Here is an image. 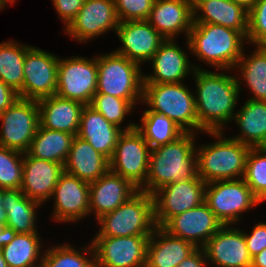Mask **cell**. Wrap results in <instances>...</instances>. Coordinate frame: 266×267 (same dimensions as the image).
<instances>
[{
    "label": "cell",
    "instance_id": "11",
    "mask_svg": "<svg viewBox=\"0 0 266 267\" xmlns=\"http://www.w3.org/2000/svg\"><path fill=\"white\" fill-rule=\"evenodd\" d=\"M0 146L26 153L40 125L36 100L18 98L1 115Z\"/></svg>",
    "mask_w": 266,
    "mask_h": 267
},
{
    "label": "cell",
    "instance_id": "40",
    "mask_svg": "<svg viewBox=\"0 0 266 267\" xmlns=\"http://www.w3.org/2000/svg\"><path fill=\"white\" fill-rule=\"evenodd\" d=\"M247 42L266 46V0H256L249 10Z\"/></svg>",
    "mask_w": 266,
    "mask_h": 267
},
{
    "label": "cell",
    "instance_id": "9",
    "mask_svg": "<svg viewBox=\"0 0 266 267\" xmlns=\"http://www.w3.org/2000/svg\"><path fill=\"white\" fill-rule=\"evenodd\" d=\"M150 152V146L136 128L124 131L109 160L110 170L140 190L148 176Z\"/></svg>",
    "mask_w": 266,
    "mask_h": 267
},
{
    "label": "cell",
    "instance_id": "21",
    "mask_svg": "<svg viewBox=\"0 0 266 267\" xmlns=\"http://www.w3.org/2000/svg\"><path fill=\"white\" fill-rule=\"evenodd\" d=\"M138 190L129 180L109 169L98 180L89 183V213H95L97 220L114 211Z\"/></svg>",
    "mask_w": 266,
    "mask_h": 267
},
{
    "label": "cell",
    "instance_id": "31",
    "mask_svg": "<svg viewBox=\"0 0 266 267\" xmlns=\"http://www.w3.org/2000/svg\"><path fill=\"white\" fill-rule=\"evenodd\" d=\"M75 135L50 130L39 125L27 153L64 166Z\"/></svg>",
    "mask_w": 266,
    "mask_h": 267
},
{
    "label": "cell",
    "instance_id": "53",
    "mask_svg": "<svg viewBox=\"0 0 266 267\" xmlns=\"http://www.w3.org/2000/svg\"><path fill=\"white\" fill-rule=\"evenodd\" d=\"M6 4H10V3H14V1H16V0H3Z\"/></svg>",
    "mask_w": 266,
    "mask_h": 267
},
{
    "label": "cell",
    "instance_id": "6",
    "mask_svg": "<svg viewBox=\"0 0 266 267\" xmlns=\"http://www.w3.org/2000/svg\"><path fill=\"white\" fill-rule=\"evenodd\" d=\"M142 102L149 110L166 115L185 132H203L198 124L195 96L183 82L143 83Z\"/></svg>",
    "mask_w": 266,
    "mask_h": 267
},
{
    "label": "cell",
    "instance_id": "29",
    "mask_svg": "<svg viewBox=\"0 0 266 267\" xmlns=\"http://www.w3.org/2000/svg\"><path fill=\"white\" fill-rule=\"evenodd\" d=\"M241 134L232 137L251 148L266 147V102L248 99L233 118Z\"/></svg>",
    "mask_w": 266,
    "mask_h": 267
},
{
    "label": "cell",
    "instance_id": "7",
    "mask_svg": "<svg viewBox=\"0 0 266 267\" xmlns=\"http://www.w3.org/2000/svg\"><path fill=\"white\" fill-rule=\"evenodd\" d=\"M97 69L96 93L125 99L134 107L142 102L144 75L138 63L112 51L97 55Z\"/></svg>",
    "mask_w": 266,
    "mask_h": 267
},
{
    "label": "cell",
    "instance_id": "8",
    "mask_svg": "<svg viewBox=\"0 0 266 267\" xmlns=\"http://www.w3.org/2000/svg\"><path fill=\"white\" fill-rule=\"evenodd\" d=\"M204 202L222 225L237 224L243 212L261 203L243 178L207 183Z\"/></svg>",
    "mask_w": 266,
    "mask_h": 267
},
{
    "label": "cell",
    "instance_id": "17",
    "mask_svg": "<svg viewBox=\"0 0 266 267\" xmlns=\"http://www.w3.org/2000/svg\"><path fill=\"white\" fill-rule=\"evenodd\" d=\"M115 33L122 47L114 51L139 65L150 61L166 40L147 20L119 22Z\"/></svg>",
    "mask_w": 266,
    "mask_h": 267
},
{
    "label": "cell",
    "instance_id": "20",
    "mask_svg": "<svg viewBox=\"0 0 266 267\" xmlns=\"http://www.w3.org/2000/svg\"><path fill=\"white\" fill-rule=\"evenodd\" d=\"M64 166L48 160L34 158L27 152L23 156L22 193L40 204L50 200Z\"/></svg>",
    "mask_w": 266,
    "mask_h": 267
},
{
    "label": "cell",
    "instance_id": "15",
    "mask_svg": "<svg viewBox=\"0 0 266 267\" xmlns=\"http://www.w3.org/2000/svg\"><path fill=\"white\" fill-rule=\"evenodd\" d=\"M119 25L114 0H85L75 18L65 27L73 40L85 42ZM114 29V30H113Z\"/></svg>",
    "mask_w": 266,
    "mask_h": 267
},
{
    "label": "cell",
    "instance_id": "12",
    "mask_svg": "<svg viewBox=\"0 0 266 267\" xmlns=\"http://www.w3.org/2000/svg\"><path fill=\"white\" fill-rule=\"evenodd\" d=\"M206 183L193 179L167 184L152 194L154 218L163 227L172 217L199 206L205 200Z\"/></svg>",
    "mask_w": 266,
    "mask_h": 267
},
{
    "label": "cell",
    "instance_id": "36",
    "mask_svg": "<svg viewBox=\"0 0 266 267\" xmlns=\"http://www.w3.org/2000/svg\"><path fill=\"white\" fill-rule=\"evenodd\" d=\"M82 251H84L82 253ZM44 255L41 267H95V253L92 243L81 252L70 244L51 246L42 252ZM84 253H90L91 258H86Z\"/></svg>",
    "mask_w": 266,
    "mask_h": 267
},
{
    "label": "cell",
    "instance_id": "49",
    "mask_svg": "<svg viewBox=\"0 0 266 267\" xmlns=\"http://www.w3.org/2000/svg\"><path fill=\"white\" fill-rule=\"evenodd\" d=\"M232 1L243 6L248 11L252 8L254 3L256 2V0H232Z\"/></svg>",
    "mask_w": 266,
    "mask_h": 267
},
{
    "label": "cell",
    "instance_id": "47",
    "mask_svg": "<svg viewBox=\"0 0 266 267\" xmlns=\"http://www.w3.org/2000/svg\"><path fill=\"white\" fill-rule=\"evenodd\" d=\"M251 267H266V248L252 258Z\"/></svg>",
    "mask_w": 266,
    "mask_h": 267
},
{
    "label": "cell",
    "instance_id": "10",
    "mask_svg": "<svg viewBox=\"0 0 266 267\" xmlns=\"http://www.w3.org/2000/svg\"><path fill=\"white\" fill-rule=\"evenodd\" d=\"M59 58L56 95L90 105L97 90V57Z\"/></svg>",
    "mask_w": 266,
    "mask_h": 267
},
{
    "label": "cell",
    "instance_id": "35",
    "mask_svg": "<svg viewBox=\"0 0 266 267\" xmlns=\"http://www.w3.org/2000/svg\"><path fill=\"white\" fill-rule=\"evenodd\" d=\"M30 47L13 40L0 43V80L17 93L23 86V64Z\"/></svg>",
    "mask_w": 266,
    "mask_h": 267
},
{
    "label": "cell",
    "instance_id": "38",
    "mask_svg": "<svg viewBox=\"0 0 266 267\" xmlns=\"http://www.w3.org/2000/svg\"><path fill=\"white\" fill-rule=\"evenodd\" d=\"M23 156L20 151L0 146V189L21 188Z\"/></svg>",
    "mask_w": 266,
    "mask_h": 267
},
{
    "label": "cell",
    "instance_id": "2",
    "mask_svg": "<svg viewBox=\"0 0 266 267\" xmlns=\"http://www.w3.org/2000/svg\"><path fill=\"white\" fill-rule=\"evenodd\" d=\"M195 134L185 132L175 141L151 149L148 176L140 190L152 195L167 184L198 176Z\"/></svg>",
    "mask_w": 266,
    "mask_h": 267
},
{
    "label": "cell",
    "instance_id": "13",
    "mask_svg": "<svg viewBox=\"0 0 266 267\" xmlns=\"http://www.w3.org/2000/svg\"><path fill=\"white\" fill-rule=\"evenodd\" d=\"M59 57L31 46L23 64L24 80L19 98L40 100L56 94Z\"/></svg>",
    "mask_w": 266,
    "mask_h": 267
},
{
    "label": "cell",
    "instance_id": "25",
    "mask_svg": "<svg viewBox=\"0 0 266 267\" xmlns=\"http://www.w3.org/2000/svg\"><path fill=\"white\" fill-rule=\"evenodd\" d=\"M196 249L193 243L157 226L148 240L145 267H177Z\"/></svg>",
    "mask_w": 266,
    "mask_h": 267
},
{
    "label": "cell",
    "instance_id": "22",
    "mask_svg": "<svg viewBox=\"0 0 266 267\" xmlns=\"http://www.w3.org/2000/svg\"><path fill=\"white\" fill-rule=\"evenodd\" d=\"M136 128L135 122L124 129L110 123L102 114L90 105H85L81 112L78 137L89 142L94 149L108 160L113 155L119 136L124 131Z\"/></svg>",
    "mask_w": 266,
    "mask_h": 267
},
{
    "label": "cell",
    "instance_id": "1",
    "mask_svg": "<svg viewBox=\"0 0 266 267\" xmlns=\"http://www.w3.org/2000/svg\"><path fill=\"white\" fill-rule=\"evenodd\" d=\"M192 74L196 82L195 102L199 127L203 132L223 131L235 116L242 81L237 76L203 68L195 69Z\"/></svg>",
    "mask_w": 266,
    "mask_h": 267
},
{
    "label": "cell",
    "instance_id": "39",
    "mask_svg": "<svg viewBox=\"0 0 266 267\" xmlns=\"http://www.w3.org/2000/svg\"><path fill=\"white\" fill-rule=\"evenodd\" d=\"M96 111L102 114L110 123L121 128L124 121L134 106L125 99H120L108 94L95 93L90 103Z\"/></svg>",
    "mask_w": 266,
    "mask_h": 267
},
{
    "label": "cell",
    "instance_id": "19",
    "mask_svg": "<svg viewBox=\"0 0 266 267\" xmlns=\"http://www.w3.org/2000/svg\"><path fill=\"white\" fill-rule=\"evenodd\" d=\"M205 202L172 217L162 228L170 235L182 238L201 248L222 227Z\"/></svg>",
    "mask_w": 266,
    "mask_h": 267
},
{
    "label": "cell",
    "instance_id": "14",
    "mask_svg": "<svg viewBox=\"0 0 266 267\" xmlns=\"http://www.w3.org/2000/svg\"><path fill=\"white\" fill-rule=\"evenodd\" d=\"M149 237L92 238L95 267H145Z\"/></svg>",
    "mask_w": 266,
    "mask_h": 267
},
{
    "label": "cell",
    "instance_id": "23",
    "mask_svg": "<svg viewBox=\"0 0 266 267\" xmlns=\"http://www.w3.org/2000/svg\"><path fill=\"white\" fill-rule=\"evenodd\" d=\"M174 41L165 40L160 45L150 60L153 73L144 75V83H181L195 69H201L190 65L187 53Z\"/></svg>",
    "mask_w": 266,
    "mask_h": 267
},
{
    "label": "cell",
    "instance_id": "44",
    "mask_svg": "<svg viewBox=\"0 0 266 267\" xmlns=\"http://www.w3.org/2000/svg\"><path fill=\"white\" fill-rule=\"evenodd\" d=\"M19 98L18 93L0 80V115Z\"/></svg>",
    "mask_w": 266,
    "mask_h": 267
},
{
    "label": "cell",
    "instance_id": "48",
    "mask_svg": "<svg viewBox=\"0 0 266 267\" xmlns=\"http://www.w3.org/2000/svg\"><path fill=\"white\" fill-rule=\"evenodd\" d=\"M4 200V189H0V223L3 225L7 224V212L3 208Z\"/></svg>",
    "mask_w": 266,
    "mask_h": 267
},
{
    "label": "cell",
    "instance_id": "46",
    "mask_svg": "<svg viewBox=\"0 0 266 267\" xmlns=\"http://www.w3.org/2000/svg\"><path fill=\"white\" fill-rule=\"evenodd\" d=\"M17 235V232L14 231L11 227H7L0 223V248L5 245H8Z\"/></svg>",
    "mask_w": 266,
    "mask_h": 267
},
{
    "label": "cell",
    "instance_id": "5",
    "mask_svg": "<svg viewBox=\"0 0 266 267\" xmlns=\"http://www.w3.org/2000/svg\"><path fill=\"white\" fill-rule=\"evenodd\" d=\"M97 221L100 229L95 237L150 236L157 227L153 197L138 190L118 208Z\"/></svg>",
    "mask_w": 266,
    "mask_h": 267
},
{
    "label": "cell",
    "instance_id": "33",
    "mask_svg": "<svg viewBox=\"0 0 266 267\" xmlns=\"http://www.w3.org/2000/svg\"><path fill=\"white\" fill-rule=\"evenodd\" d=\"M40 239L38 234L17 233L8 245L0 248L8 267H41Z\"/></svg>",
    "mask_w": 266,
    "mask_h": 267
},
{
    "label": "cell",
    "instance_id": "30",
    "mask_svg": "<svg viewBox=\"0 0 266 267\" xmlns=\"http://www.w3.org/2000/svg\"><path fill=\"white\" fill-rule=\"evenodd\" d=\"M41 204L25 196L20 189H4L3 208L7 212V227L20 234H39L36 229V209ZM38 207V208H37Z\"/></svg>",
    "mask_w": 266,
    "mask_h": 267
},
{
    "label": "cell",
    "instance_id": "16",
    "mask_svg": "<svg viewBox=\"0 0 266 267\" xmlns=\"http://www.w3.org/2000/svg\"><path fill=\"white\" fill-rule=\"evenodd\" d=\"M223 225L201 248L214 267H251L252 258L240 228Z\"/></svg>",
    "mask_w": 266,
    "mask_h": 267
},
{
    "label": "cell",
    "instance_id": "32",
    "mask_svg": "<svg viewBox=\"0 0 266 267\" xmlns=\"http://www.w3.org/2000/svg\"><path fill=\"white\" fill-rule=\"evenodd\" d=\"M141 125L136 129L143 135L151 149L171 143L182 136L185 131L166 115L149 109L142 114Z\"/></svg>",
    "mask_w": 266,
    "mask_h": 267
},
{
    "label": "cell",
    "instance_id": "3",
    "mask_svg": "<svg viewBox=\"0 0 266 267\" xmlns=\"http://www.w3.org/2000/svg\"><path fill=\"white\" fill-rule=\"evenodd\" d=\"M247 38L239 31L215 24H193L187 47L202 62L221 71L235 68ZM244 41V42H243Z\"/></svg>",
    "mask_w": 266,
    "mask_h": 267
},
{
    "label": "cell",
    "instance_id": "51",
    "mask_svg": "<svg viewBox=\"0 0 266 267\" xmlns=\"http://www.w3.org/2000/svg\"><path fill=\"white\" fill-rule=\"evenodd\" d=\"M0 267H8L7 262L3 258L1 249H0Z\"/></svg>",
    "mask_w": 266,
    "mask_h": 267
},
{
    "label": "cell",
    "instance_id": "45",
    "mask_svg": "<svg viewBox=\"0 0 266 267\" xmlns=\"http://www.w3.org/2000/svg\"><path fill=\"white\" fill-rule=\"evenodd\" d=\"M202 248H197L190 256L185 258L177 267H205L208 265Z\"/></svg>",
    "mask_w": 266,
    "mask_h": 267
},
{
    "label": "cell",
    "instance_id": "24",
    "mask_svg": "<svg viewBox=\"0 0 266 267\" xmlns=\"http://www.w3.org/2000/svg\"><path fill=\"white\" fill-rule=\"evenodd\" d=\"M147 21L166 40L186 34L193 25V9L190 0H155Z\"/></svg>",
    "mask_w": 266,
    "mask_h": 267
},
{
    "label": "cell",
    "instance_id": "18",
    "mask_svg": "<svg viewBox=\"0 0 266 267\" xmlns=\"http://www.w3.org/2000/svg\"><path fill=\"white\" fill-rule=\"evenodd\" d=\"M55 200L53 218L57 222L73 223L89 214V183L63 172L51 196Z\"/></svg>",
    "mask_w": 266,
    "mask_h": 267
},
{
    "label": "cell",
    "instance_id": "27",
    "mask_svg": "<svg viewBox=\"0 0 266 267\" xmlns=\"http://www.w3.org/2000/svg\"><path fill=\"white\" fill-rule=\"evenodd\" d=\"M248 19L249 11L232 0L203 1L193 10V24L224 26L241 32L246 38Z\"/></svg>",
    "mask_w": 266,
    "mask_h": 267
},
{
    "label": "cell",
    "instance_id": "37",
    "mask_svg": "<svg viewBox=\"0 0 266 267\" xmlns=\"http://www.w3.org/2000/svg\"><path fill=\"white\" fill-rule=\"evenodd\" d=\"M243 180L260 202L266 200V147L250 148Z\"/></svg>",
    "mask_w": 266,
    "mask_h": 267
},
{
    "label": "cell",
    "instance_id": "34",
    "mask_svg": "<svg viewBox=\"0 0 266 267\" xmlns=\"http://www.w3.org/2000/svg\"><path fill=\"white\" fill-rule=\"evenodd\" d=\"M257 48L249 54H242L236 64V69L242 75V79L246 82V86L251 90L254 97L251 100L266 102V46H256Z\"/></svg>",
    "mask_w": 266,
    "mask_h": 267
},
{
    "label": "cell",
    "instance_id": "43",
    "mask_svg": "<svg viewBox=\"0 0 266 267\" xmlns=\"http://www.w3.org/2000/svg\"><path fill=\"white\" fill-rule=\"evenodd\" d=\"M56 12L67 27L75 18L85 0H52Z\"/></svg>",
    "mask_w": 266,
    "mask_h": 267
},
{
    "label": "cell",
    "instance_id": "52",
    "mask_svg": "<svg viewBox=\"0 0 266 267\" xmlns=\"http://www.w3.org/2000/svg\"><path fill=\"white\" fill-rule=\"evenodd\" d=\"M5 6H7V4L3 0H0V10L4 9Z\"/></svg>",
    "mask_w": 266,
    "mask_h": 267
},
{
    "label": "cell",
    "instance_id": "4",
    "mask_svg": "<svg viewBox=\"0 0 266 267\" xmlns=\"http://www.w3.org/2000/svg\"><path fill=\"white\" fill-rule=\"evenodd\" d=\"M206 133L218 140L200 147L196 146L198 176L206 184L243 178L251 147L233 138L223 137L222 131H206Z\"/></svg>",
    "mask_w": 266,
    "mask_h": 267
},
{
    "label": "cell",
    "instance_id": "28",
    "mask_svg": "<svg viewBox=\"0 0 266 267\" xmlns=\"http://www.w3.org/2000/svg\"><path fill=\"white\" fill-rule=\"evenodd\" d=\"M110 169L109 160L97 152L87 141L74 137L64 164V171L91 183L98 180Z\"/></svg>",
    "mask_w": 266,
    "mask_h": 267
},
{
    "label": "cell",
    "instance_id": "41",
    "mask_svg": "<svg viewBox=\"0 0 266 267\" xmlns=\"http://www.w3.org/2000/svg\"><path fill=\"white\" fill-rule=\"evenodd\" d=\"M155 0H114L119 22L147 20Z\"/></svg>",
    "mask_w": 266,
    "mask_h": 267
},
{
    "label": "cell",
    "instance_id": "42",
    "mask_svg": "<svg viewBox=\"0 0 266 267\" xmlns=\"http://www.w3.org/2000/svg\"><path fill=\"white\" fill-rule=\"evenodd\" d=\"M244 237L249 255L253 258L266 248V223L255 224L250 235L244 231Z\"/></svg>",
    "mask_w": 266,
    "mask_h": 267
},
{
    "label": "cell",
    "instance_id": "50",
    "mask_svg": "<svg viewBox=\"0 0 266 267\" xmlns=\"http://www.w3.org/2000/svg\"><path fill=\"white\" fill-rule=\"evenodd\" d=\"M203 1H208V0H190L192 9L194 10Z\"/></svg>",
    "mask_w": 266,
    "mask_h": 267
},
{
    "label": "cell",
    "instance_id": "26",
    "mask_svg": "<svg viewBox=\"0 0 266 267\" xmlns=\"http://www.w3.org/2000/svg\"><path fill=\"white\" fill-rule=\"evenodd\" d=\"M37 102L41 127L78 135L83 103L56 94Z\"/></svg>",
    "mask_w": 266,
    "mask_h": 267
}]
</instances>
